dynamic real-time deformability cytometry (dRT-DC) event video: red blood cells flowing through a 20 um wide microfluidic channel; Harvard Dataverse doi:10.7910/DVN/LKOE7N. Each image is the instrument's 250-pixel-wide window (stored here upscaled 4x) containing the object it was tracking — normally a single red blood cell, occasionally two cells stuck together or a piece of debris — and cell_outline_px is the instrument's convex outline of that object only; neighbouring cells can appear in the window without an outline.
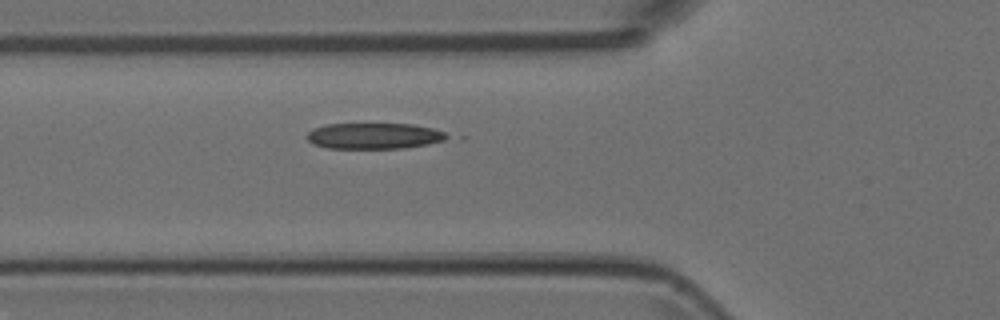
{"species": "Egyptian fruit bat (a non-hibernating species)", "species_latin": "Rousettus aegyptiacus", "temperature_condition": "room temperature", "stored_images_in_passage": 4, "camera_frame_rate_fps": 3000, "um_per_image_px": 0.085, "animal": {"sex": "female"}, "frame": {"image": 1, "passage_image": 4, "time_ms": 1.0, "image_size_px": [1000, 320], "cell_outline_px": [[452, 136], [444, 140], [428, 144], [404, 148], [328, 148], [312, 144], [304, 136], [312, 128], [328, 124], [412, 124], [432, 128], [444, 132]], "centroid_in_image_um": [31.78, 11.55], "position_along_channel_um": 94.0, "area_um2": 21.27}}